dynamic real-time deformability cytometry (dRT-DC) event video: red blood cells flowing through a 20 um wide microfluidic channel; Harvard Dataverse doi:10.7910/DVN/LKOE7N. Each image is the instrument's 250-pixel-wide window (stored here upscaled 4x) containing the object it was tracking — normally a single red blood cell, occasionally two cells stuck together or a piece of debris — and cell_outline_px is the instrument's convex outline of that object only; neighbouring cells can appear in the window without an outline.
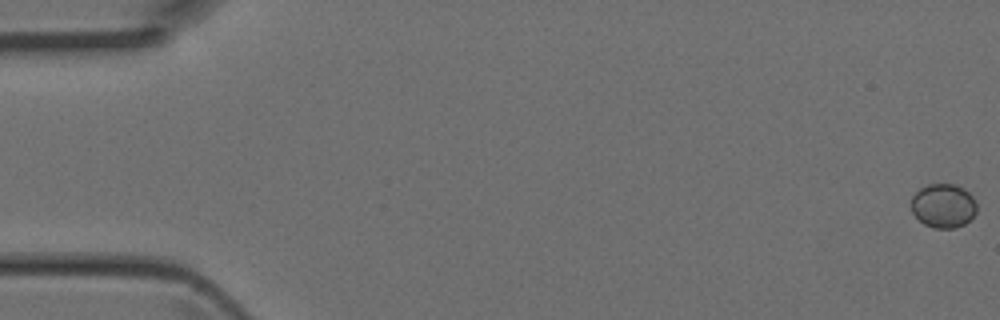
{"species": "Egyptian fruit bat (a non-hibernating species)", "species_latin": "Rousettus aegyptiacus", "temperature_condition": "room temperature", "stored_images_in_passage": 6, "camera_frame_rate_fps": 3000, "um_per_image_px": 0.085, "animal": {"sex": "female"}, "frame": {"image": 1, "passage_image": 1, "time_ms": 0.0, "image_size_px": [1000, 320], "cell_outline_px": [[976, 212], [964, 224], [952, 228], [936, 228], [924, 224], [912, 212], [912, 196], [920, 188], [928, 184], [956, 184], [964, 188], [976, 200]], "centroid_in_image_um": [80.19, 17.47], "position_along_channel_um": 4.8, "area_um2": 16.7}}